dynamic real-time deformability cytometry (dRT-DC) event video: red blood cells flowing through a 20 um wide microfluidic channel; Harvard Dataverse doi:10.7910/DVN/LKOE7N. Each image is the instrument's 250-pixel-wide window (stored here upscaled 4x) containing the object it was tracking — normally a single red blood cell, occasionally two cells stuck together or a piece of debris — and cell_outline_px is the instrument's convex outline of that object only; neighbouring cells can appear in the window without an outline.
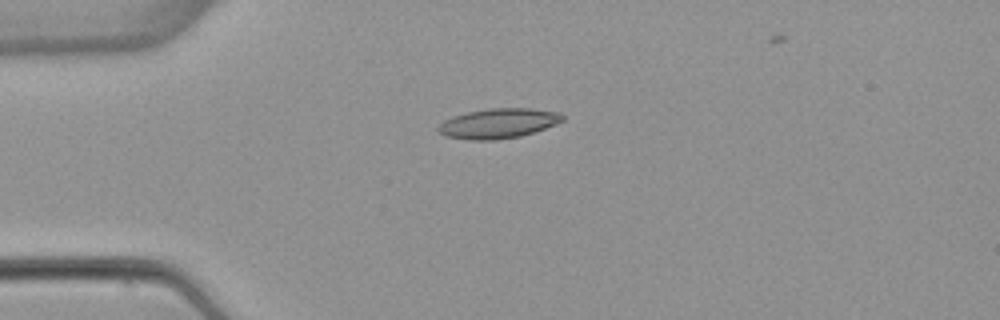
{"species": "common noctule bat (a hibernating species)", "species_latin": "Nyctalus noctula", "temperature_condition": "warm", "stored_images_in_passage": 4, "camera_frame_rate_fps": 3000, "um_per_image_px": 0.085, "animal": {"sex": "female", "body_mass_g": 22.7, "forearm_length_mm": 54.2}, "frame": {"image": 1, "passage_image": 4, "time_ms": 4.333, "image_size_px": [1000, 320], "cell_outline_px": [[564, 120], [556, 124], [520, 136], [496, 140], [468, 140], [444, 136], [436, 132], [436, 128], [444, 120], [452, 116], [468, 112], [488, 108], [532, 108], [560, 112], [564, 116]], "centroid_in_image_um": [42.32, 10.49], "position_along_channel_um": 42.7, "area_um2": 21.85}}